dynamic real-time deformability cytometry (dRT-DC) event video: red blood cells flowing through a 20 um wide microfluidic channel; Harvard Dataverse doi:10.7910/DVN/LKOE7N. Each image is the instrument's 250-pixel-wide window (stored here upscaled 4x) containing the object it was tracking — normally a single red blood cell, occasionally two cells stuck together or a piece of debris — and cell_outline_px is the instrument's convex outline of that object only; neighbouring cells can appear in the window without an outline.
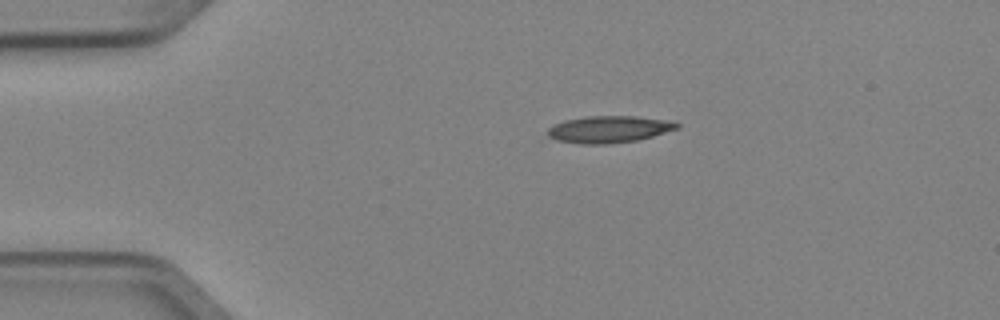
{"species": "Egyptian fruit bat (a non-hibernating species)", "species_latin": "Rousettus aegyptiacus", "temperature_condition": "cold", "stored_images_in_passage": 2, "camera_frame_rate_fps": 3000, "um_per_image_px": 0.085, "animal": {"sex": "female"}, "frame": {"image": 1, "passage_image": 1, "time_ms": 0.0, "image_size_px": [1000, 320], "cell_outline_px": [[680, 128], [652, 136], [636, 140], [604, 144], [580, 144], [556, 140], [548, 136], [544, 132], [552, 124], [564, 120], [588, 116], [636, 116], [664, 120], [680, 124]], "centroid_in_image_um": [51.69, 10.99], "position_along_channel_um": 33.3, "area_um2": 20.29}}